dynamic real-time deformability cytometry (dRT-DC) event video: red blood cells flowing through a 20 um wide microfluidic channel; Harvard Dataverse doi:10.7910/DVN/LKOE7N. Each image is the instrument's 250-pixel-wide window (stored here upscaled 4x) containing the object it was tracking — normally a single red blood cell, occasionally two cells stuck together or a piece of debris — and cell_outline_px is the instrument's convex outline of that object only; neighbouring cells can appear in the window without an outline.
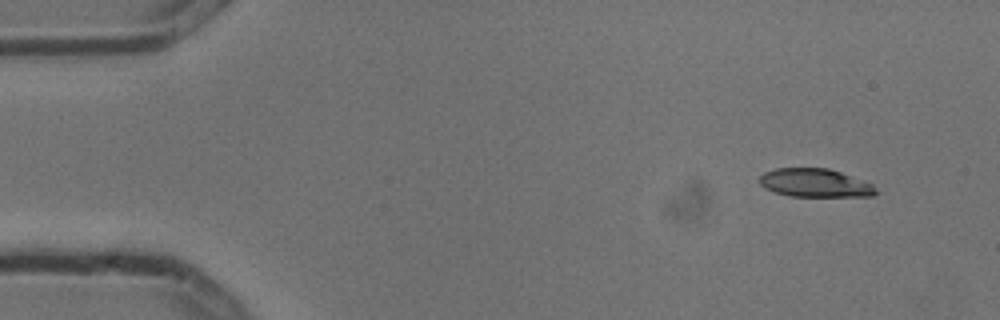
{"species": "common noctule bat (a hibernating species)", "species_latin": "Nyctalus noctula", "temperature_condition": "cold", "stored_images_in_passage": 5, "camera_frame_rate_fps": 3000, "um_per_image_px": 0.085, "animal": {"sex": "male", "body_mass_g": 13.3}, "frame": {"image": 1, "passage_image": 2, "time_ms": 0.333, "image_size_px": [1000, 320], "cell_outline_px": [[880, 192], [872, 196], [788, 196], [764, 188], [756, 180], [764, 172], [776, 168], [828, 168], [840, 172], [872, 184]], "centroid_in_image_um": [69.25, 15.55], "position_along_channel_um": 15.8, "area_um2": 19.31}}
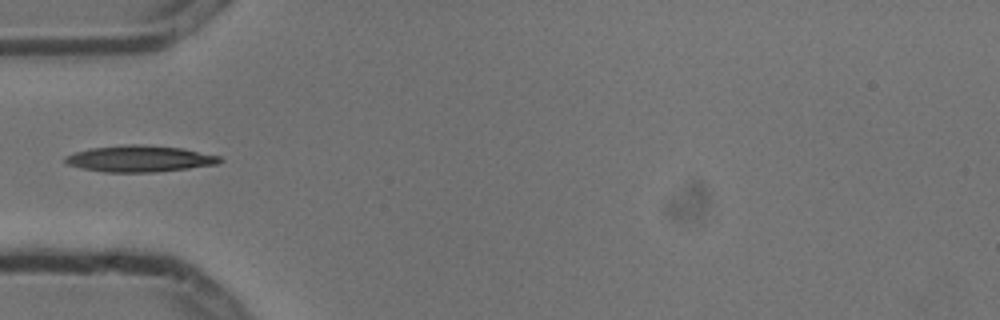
{"frame": {"image": 2, "passage_image": 5, "time_ms": 1.333, "image_size_px": [1000, 320], "cell_outline_px": [[224, 160], [220, 164], [156, 172], [104, 172], [80, 168], [68, 164], [64, 160], [64, 156], [88, 148], [128, 144], [140, 144], [184, 148], [220, 156]], "centroid_in_image_um": [11.89, 13.49], "position_along_channel_um": 73.1, "area_um2": 23.99}}